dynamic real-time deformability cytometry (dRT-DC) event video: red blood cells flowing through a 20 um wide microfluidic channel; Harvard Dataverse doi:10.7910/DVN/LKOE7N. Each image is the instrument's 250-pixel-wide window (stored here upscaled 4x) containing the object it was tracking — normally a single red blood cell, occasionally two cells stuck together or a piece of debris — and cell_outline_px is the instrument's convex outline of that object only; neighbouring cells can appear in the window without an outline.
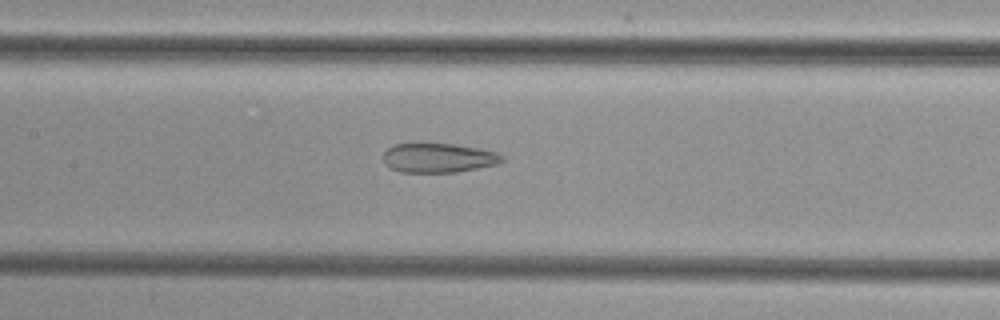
{"species": "common noctule bat (a hibernating species)", "species_latin": "Nyctalus noctula", "temperature_condition": "cold", "stored_images_in_passage": 36, "camera_frame_rate_fps": 3000, "um_per_image_px": 0.085, "animal": {"sex": "female", "body_mass_g": 29.2, "forearm_length_mm": 56.3}, "frame": {"image": 1, "passage_image": 14, "time_ms": 4.333, "image_size_px": [1000, 320], "cell_outline_px": [[504, 160], [496, 164], [456, 172], [400, 172], [388, 168], [384, 164], [384, 152], [388, 148], [396, 144], [456, 144], [496, 152], [504, 156]], "centroid_in_image_um": [37.24, 13.43], "position_along_channel_um": 170.2, "area_um2": 20.17}}
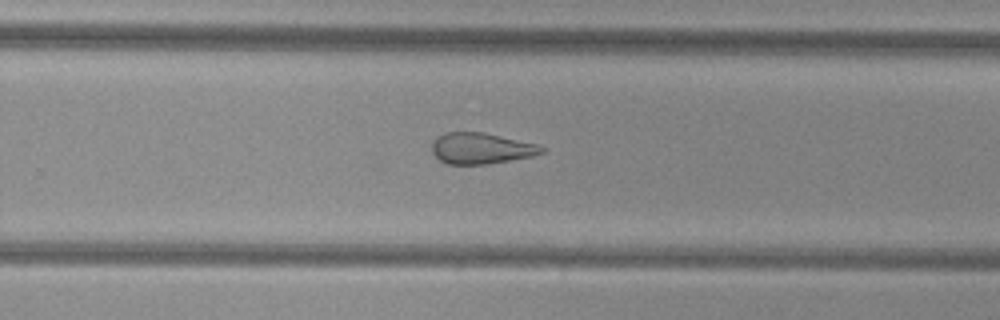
{"frame": {"image": 2, "passage_image": 23, "time_ms": 7.333, "image_size_px": [1000, 320], "cell_outline_px": [[544, 152], [532, 156], [488, 164], [448, 164], [440, 160], [432, 152], [432, 140], [436, 136], [444, 132], [484, 132], [536, 144], [544, 148]], "centroid_in_image_um": [40.85, 12.6], "position_along_channel_um": 289.0, "area_um2": 19.83}}
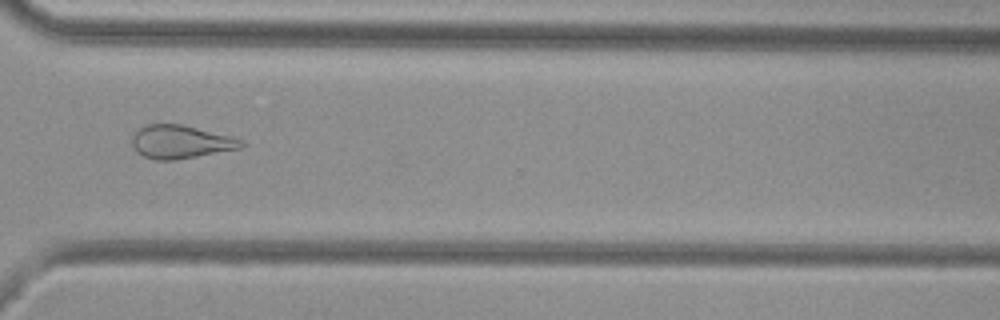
{"frame": {"image": 3, "passage_image": 28, "time_ms": 9.0, "image_size_px": [1000, 320], "cell_outline_px": [[248, 144], [240, 148], [196, 156], [172, 160], [152, 160], [136, 152], [132, 144], [132, 136], [136, 128], [144, 124], [180, 124], [232, 136], [244, 140]], "centroid_in_image_um": [15.33, 12.05], "position_along_channel_um": 355.3, "area_um2": 21.33}}